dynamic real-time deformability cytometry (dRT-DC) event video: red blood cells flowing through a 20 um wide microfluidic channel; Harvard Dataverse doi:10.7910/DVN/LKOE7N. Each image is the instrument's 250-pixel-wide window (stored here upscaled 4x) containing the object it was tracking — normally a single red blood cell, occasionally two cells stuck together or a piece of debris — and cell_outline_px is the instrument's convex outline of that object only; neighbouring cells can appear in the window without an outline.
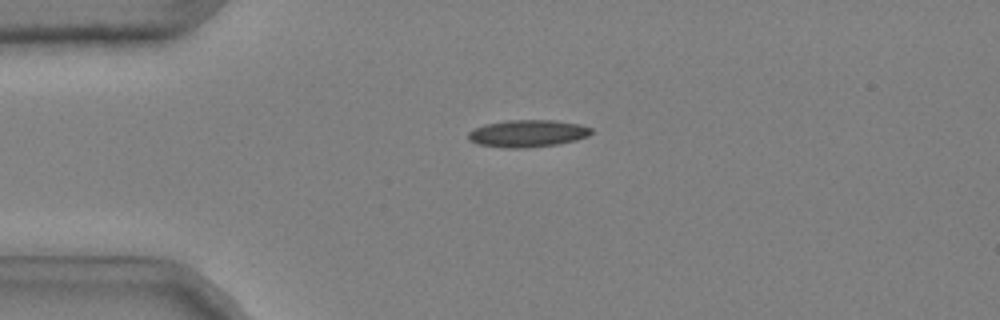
{"species": "common noctule bat (a hibernating species)", "species_latin": "Nyctalus noctula", "temperature_condition": "cold", "stored_images_in_passage": 40, "camera_frame_rate_fps": 3000, "um_per_image_px": 0.085, "animal": {"sex": "male", "body_mass_g": 20.4}, "frame": {"image": 1, "passage_image": 4, "time_ms": 1.0, "image_size_px": [1000, 320], "cell_outline_px": [[592, 132], [588, 136], [576, 140], [556, 144], [528, 148], [504, 148], [480, 144], [468, 140], [468, 132], [476, 128], [488, 124], [504, 120], [556, 120], [580, 124], [592, 128]], "centroid_in_image_um": [44.87, 11.34], "position_along_channel_um": 40.1, "area_um2": 19.48}}
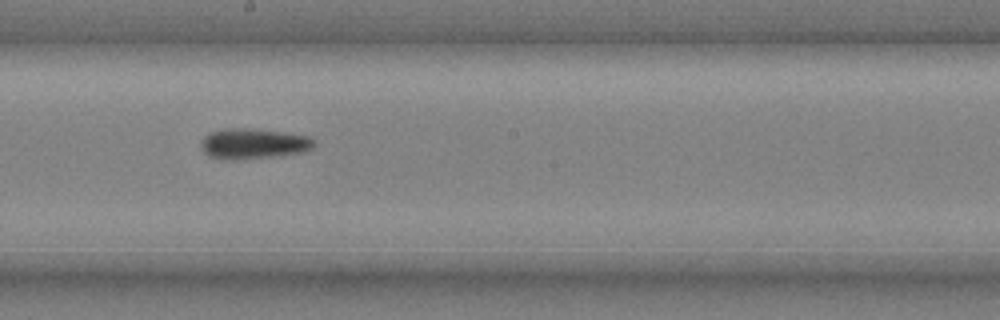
{"frame": {"image": 2, "passage_image": 21, "time_ms": 6.667, "image_size_px": [1000, 320], "cell_outline_px": [[316, 144], [312, 148], [304, 152], [272, 156], [236, 160], [224, 160], [208, 156], [200, 148], [200, 140], [208, 132], [224, 128], [252, 128], [312, 136], [316, 140]], "centroid_in_image_um": [21.51, 12.2], "position_along_channel_um": 226.7, "area_um2": 20.52}}
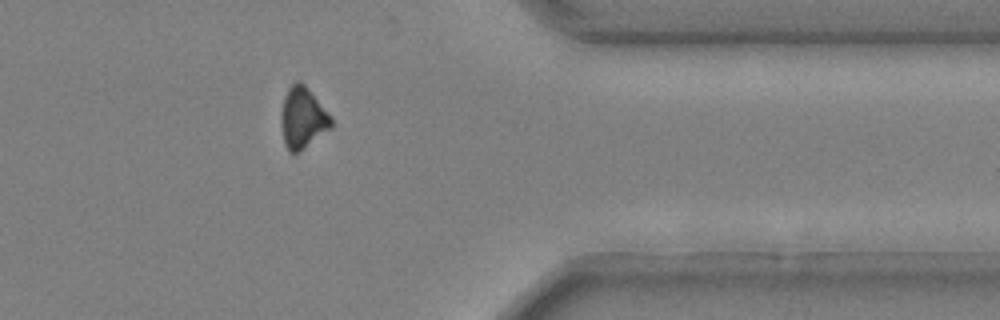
{"frame": {"image": 3, "passage_image": 35, "time_ms": 11.333, "image_size_px": [1000, 320], "cell_outline_px": [[332, 128], [300, 152], [288, 152], [284, 144], [280, 120], [280, 112], [284, 96], [288, 88], [296, 80], [300, 80], [308, 88], [332, 116]], "centroid_in_image_um": [25.72, 10.03], "position_along_channel_um": 385.7, "area_um2": 18.26}, "authors_computed_cell_mechanics": {"area_um2": 18.7272, "velocity_mm_per_s": 3.7317, "shape_relaxation_time_tau1_ms": 7.2358, "shape_relaxation_time_tau2_ms": 4.9531, "deformation_change_tau1": 0.1672, "deformation_change_tau2": 0.1422}}